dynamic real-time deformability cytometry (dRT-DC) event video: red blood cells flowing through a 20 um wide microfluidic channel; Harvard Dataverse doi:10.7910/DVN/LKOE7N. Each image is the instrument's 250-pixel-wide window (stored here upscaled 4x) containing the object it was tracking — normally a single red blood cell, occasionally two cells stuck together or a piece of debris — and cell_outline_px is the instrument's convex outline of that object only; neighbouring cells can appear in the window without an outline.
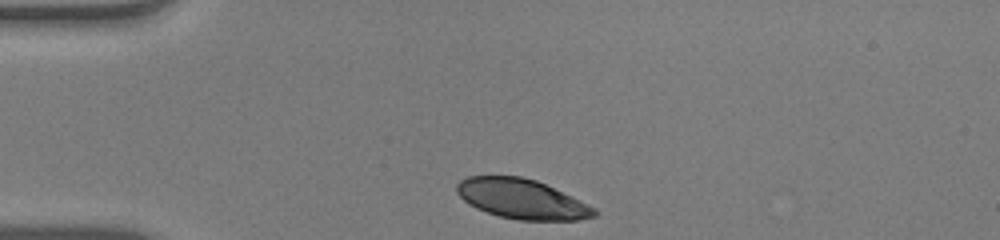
{"species": "human", "species_latin": "Homo sapiens", "temperature_condition": "warm", "stored_images_in_passage": 32, "camera_frame_rate_fps": 3000, "um_per_image_px": 0.085, "donor": {"sex": "male"}, "frame": {"image": 1, "passage_image": 1, "time_ms": 0.0, "image_size_px": [1000, 240], "cell_outline_px": [[600, 212], [596, 216], [576, 220], [516, 220], [500, 216], [476, 208], [468, 204], [456, 192], [456, 184], [460, 180], [468, 176], [520, 176], [536, 180], [572, 196], [596, 208]], "centroid_in_image_um": [44.36, 16.91], "position_along_channel_um": 40.6, "area_um2": 31.85}}
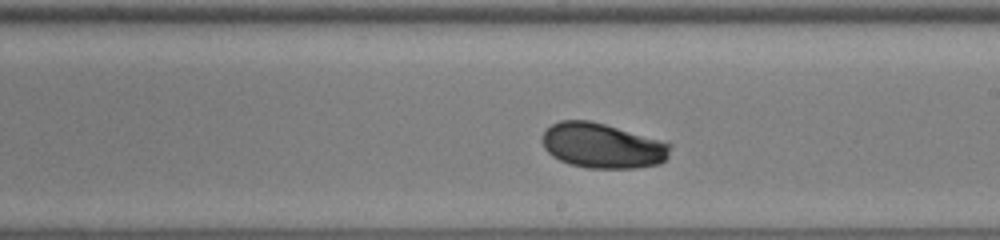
{"frame": {"image": 2, "passage_image": 19, "time_ms": 6.0, "image_size_px": [1000, 240], "cell_outline_px": [[672, 144], [668, 156], [660, 164], [636, 168], [588, 168], [568, 164], [552, 156], [544, 148], [544, 132], [552, 124], [560, 120], [588, 120], [604, 124]], "centroid_in_image_um": [51.2, 12.4], "position_along_channel_um": 237.8, "area_um2": 33.23}}
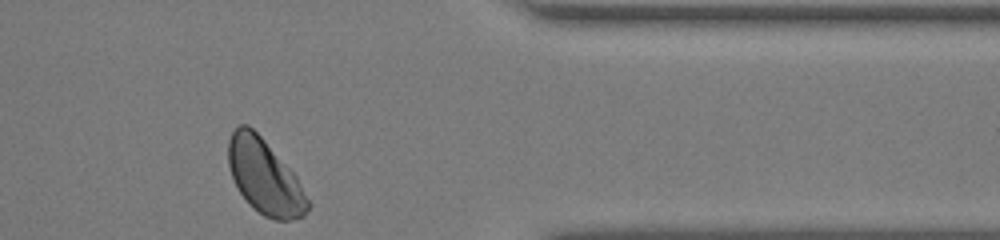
{"frame": {"image": 3, "passage_image": 32, "time_ms": 10.333, "image_size_px": [1000, 240], "cell_outline_px": [[312, 204], [304, 216], [288, 220], [272, 220], [264, 216], [252, 208], [248, 204], [240, 192], [232, 176], [228, 164], [228, 140], [232, 132], [240, 124], [248, 124], [264, 140], [296, 176]], "centroid_in_image_um": [22.5, 15.06], "position_along_channel_um": 388.9, "area_um2": 34.45}, "authors_computed_cell_mechanics": {"area_um2": 33.4084, "velocity_mm_per_s": 3.8766, "shape_relaxation_time_tau1_ms": 2.0112, "shape_relaxation_time_tau2_ms": null, "deformation_change_tau1": 0.0881, "deformation_change_tau2": null}}